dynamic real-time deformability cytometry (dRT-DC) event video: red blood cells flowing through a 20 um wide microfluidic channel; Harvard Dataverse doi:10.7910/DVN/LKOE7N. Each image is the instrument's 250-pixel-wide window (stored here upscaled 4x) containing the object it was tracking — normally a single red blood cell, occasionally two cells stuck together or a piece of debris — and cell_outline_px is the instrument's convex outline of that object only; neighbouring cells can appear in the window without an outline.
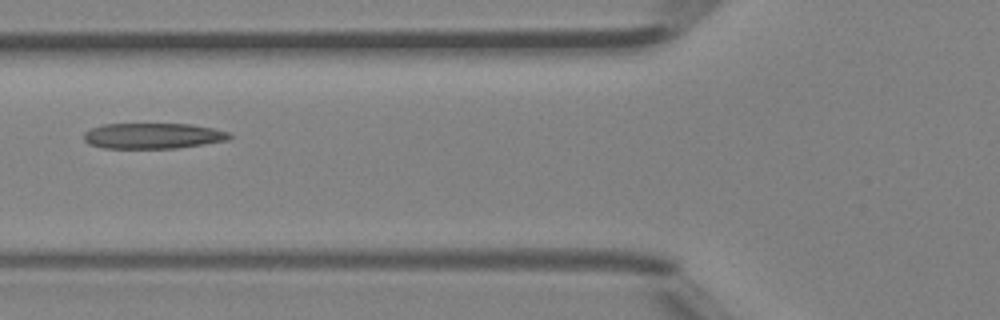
{"species": "Egyptian fruit bat (a non-hibernating species)", "species_latin": "Rousettus aegyptiacus", "temperature_condition": "room temperature", "stored_images_in_passage": 7, "camera_frame_rate_fps": 3000, "um_per_image_px": 0.085, "animal": {"sex": "female"}, "frame": {"image": 1, "passage_image": 6, "time_ms": 1.667, "image_size_px": [1000, 320], "cell_outline_px": [[232, 136], [228, 140], [204, 144], [176, 148], [104, 148], [88, 144], [84, 140], [84, 132], [92, 128], [104, 124], [192, 124], [212, 128], [228, 132]], "centroid_in_image_um": [12.99, 11.55], "position_along_channel_um": 112.8, "area_um2": 21.73}}
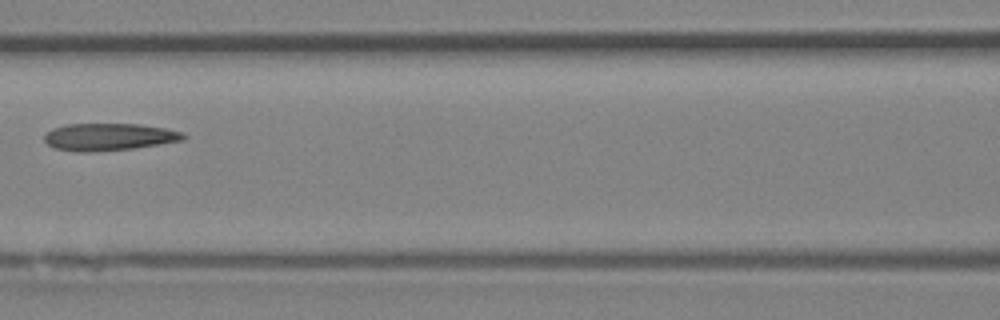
{"frame": {"image": 2, "passage_image": 7, "time_ms": 2.0, "image_size_px": [1000, 320], "cell_outline_px": [[188, 136], [184, 140], [160, 144], [132, 148], [80, 152], [76, 152], [56, 148], [48, 144], [44, 140], [44, 136], [52, 128], [64, 124], [140, 124], [164, 128], [180, 132]], "centroid_in_image_um": [9.25, 11.62], "position_along_channel_um": 157.3, "area_um2": 21.85}}